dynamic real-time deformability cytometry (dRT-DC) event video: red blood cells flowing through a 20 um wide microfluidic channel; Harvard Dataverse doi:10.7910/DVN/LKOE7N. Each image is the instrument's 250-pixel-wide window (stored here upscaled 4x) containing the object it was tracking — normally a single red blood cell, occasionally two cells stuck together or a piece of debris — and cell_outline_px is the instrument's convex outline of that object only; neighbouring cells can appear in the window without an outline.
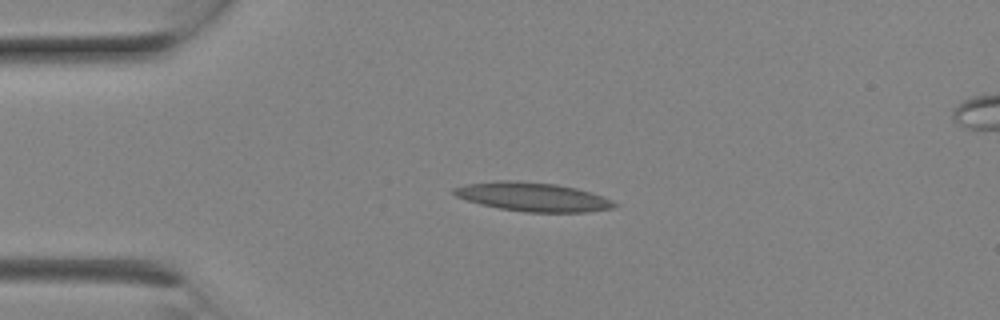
{"species": "Egyptian fruit bat (a non-hibernating species)", "species_latin": "Rousettus aegyptiacus", "temperature_condition": "room temperature", "stored_images_in_passage": 5, "camera_frame_rate_fps": 3000, "um_per_image_px": 0.085, "animal": {"sex": "female"}, "frame": {"image": 1, "passage_image": 1, "time_ms": 0.0, "image_size_px": [1000, 320], "cell_outline_px": [[620, 204], [612, 208], [588, 212], [528, 212], [500, 208], [480, 204], [456, 196], [452, 192], [452, 188], [468, 184], [500, 180], [516, 180], [556, 184], [576, 188], [604, 196]], "centroid_in_image_um": [45.32, 16.73], "position_along_channel_um": 39.7, "area_um2": 26.93}}
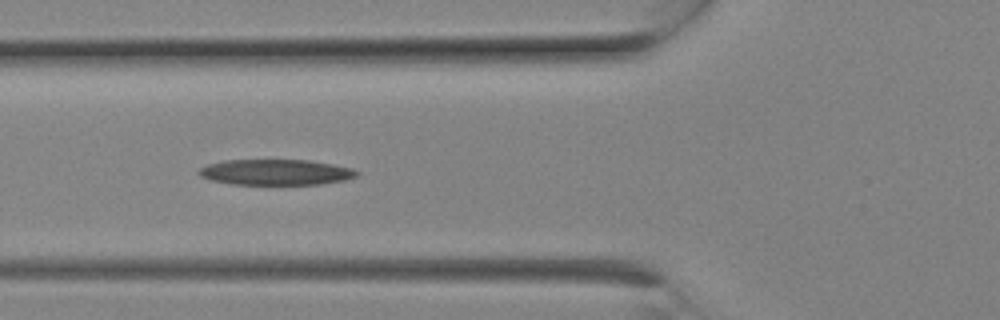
{"frame": {"image": 2, "passage_image": 4, "time_ms": 1.0, "image_size_px": [1000, 320], "cell_outline_px": [[360, 172], [356, 176], [344, 180], [320, 184], [232, 184], [212, 180], [200, 176], [196, 172], [200, 168], [208, 164], [224, 160], [308, 160], [332, 164], [352, 168]], "centroid_in_image_um": [23.43, 14.63], "position_along_channel_um": 102.4, "area_um2": 23.52}}
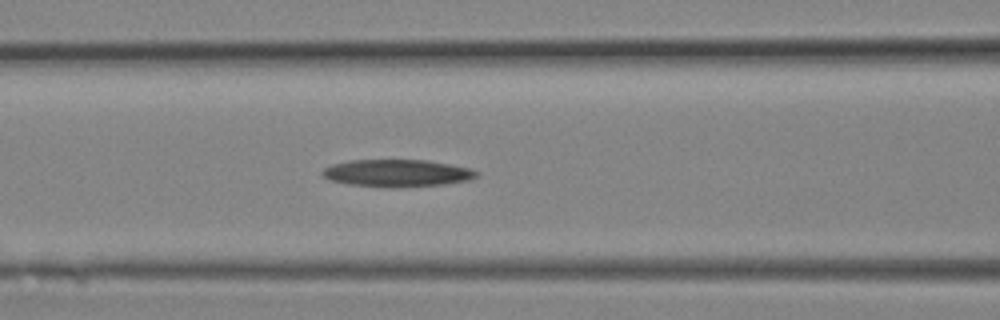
{"frame": {"image": 3, "passage_image": 5, "time_ms": 1.333, "image_size_px": [1000, 320], "cell_outline_px": [[476, 176], [468, 180], [444, 184], [404, 188], [384, 188], [348, 184], [332, 180], [324, 176], [320, 172], [324, 168], [332, 164], [348, 160], [428, 160], [468, 168], [476, 172]], "centroid_in_image_um": [33.69, 14.73], "position_along_channel_um": 132.9, "area_um2": 24.57}}